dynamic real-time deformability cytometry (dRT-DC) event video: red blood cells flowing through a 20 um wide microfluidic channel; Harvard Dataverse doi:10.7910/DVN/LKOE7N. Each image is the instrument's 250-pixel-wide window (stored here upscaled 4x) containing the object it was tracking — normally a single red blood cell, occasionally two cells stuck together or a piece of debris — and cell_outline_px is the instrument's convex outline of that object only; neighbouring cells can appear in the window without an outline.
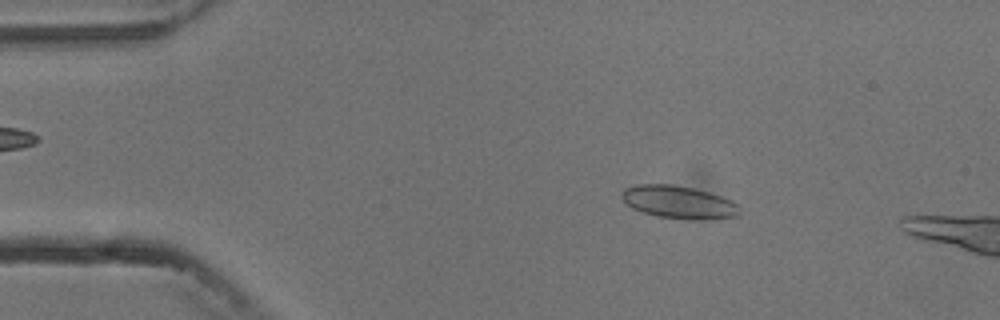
{"species": "common noctule bat (a hibernating species)", "species_latin": "Nyctalus noctula", "temperature_condition": "cold", "stored_images_in_passage": 3, "camera_frame_rate_fps": 3000, "um_per_image_px": 0.085, "animal": {"sex": "male", "body_mass_g": 13.3}, "frame": {"image": 1, "passage_image": 1, "time_ms": 0.0, "image_size_px": [1000, 320], "cell_outline_px": [[740, 212], [736, 216], [708, 220], [692, 220], [656, 216], [640, 212], [632, 208], [620, 196], [620, 192], [624, 188], [636, 184], [672, 184], [692, 188], [708, 192], [732, 200], [740, 208]], "centroid_in_image_um": [57.66, 17.19], "position_along_channel_um": 27.3, "area_um2": 22.72}}